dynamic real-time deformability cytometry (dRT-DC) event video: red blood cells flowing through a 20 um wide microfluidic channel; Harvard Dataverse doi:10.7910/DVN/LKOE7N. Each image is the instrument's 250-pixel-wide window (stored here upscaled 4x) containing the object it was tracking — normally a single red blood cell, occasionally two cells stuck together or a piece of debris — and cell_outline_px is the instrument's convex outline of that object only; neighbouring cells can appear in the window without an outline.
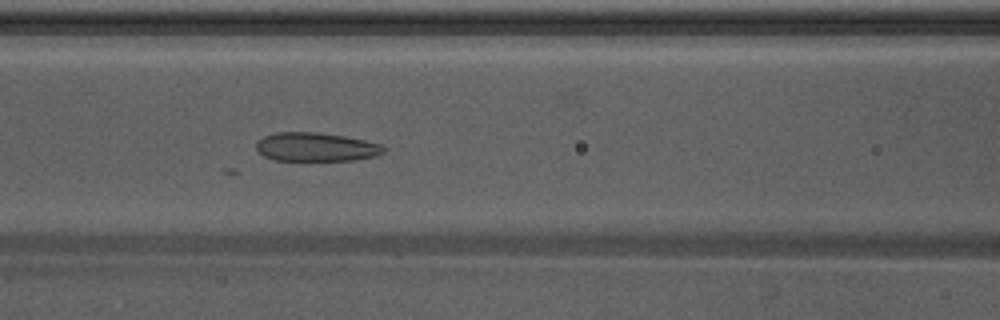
{"species": "Egyptian fruit bat (a non-hibernating species)", "species_latin": "Rousettus aegyptiacus", "temperature_condition": "warm", "stored_images_in_passage": 50, "camera_frame_rate_fps": 3000, "um_per_image_px": 0.085, "animal": {"sex": "male"}, "frame": {"image": 1, "passage_image": 19, "time_ms": 6.0, "image_size_px": [1000, 320], "cell_outline_px": [[384, 152], [376, 156], [352, 160], [276, 160], [264, 156], [256, 148], [256, 140], [264, 136], [276, 132], [316, 132], [344, 136], [364, 140], [380, 144], [384, 148]], "centroid_in_image_um": [26.83, 12.49], "position_along_channel_um": 139.8, "area_um2": 21.21}}
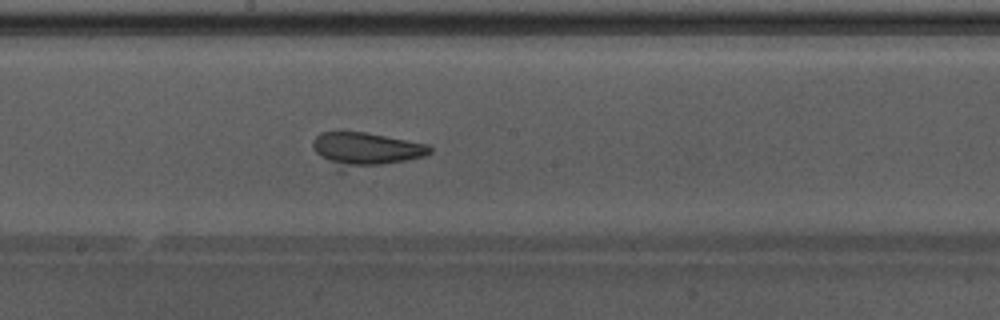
{"frame": {"image": 2, "passage_image": 25, "time_ms": 8.0, "image_size_px": [1000, 320], "cell_outline_px": [[432, 152], [424, 156], [344, 172], [336, 172], [316, 152], [312, 144], [316, 136], [320, 132], [364, 132], [428, 144], [432, 148]], "centroid_in_image_um": [31.01, 12.74], "position_along_channel_um": 217.2, "area_um2": 23.41}}
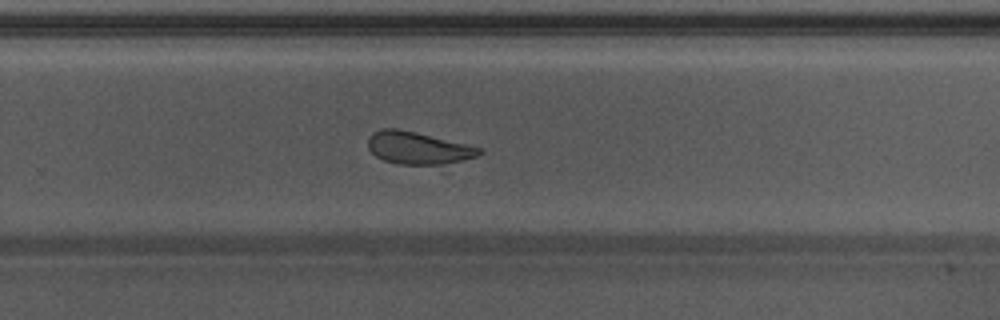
{"frame": {"image": 3, "passage_image": 31, "time_ms": 10.0, "image_size_px": [1000, 320], "cell_outline_px": [[484, 152], [476, 156], [460, 160], [440, 164], [396, 164], [384, 160], [376, 156], [368, 148], [368, 136], [372, 132], [384, 128], [396, 128], [416, 132], [480, 148]], "centroid_in_image_um": [35.46, 12.57], "position_along_channel_um": 294.3, "area_um2": 20.58}}